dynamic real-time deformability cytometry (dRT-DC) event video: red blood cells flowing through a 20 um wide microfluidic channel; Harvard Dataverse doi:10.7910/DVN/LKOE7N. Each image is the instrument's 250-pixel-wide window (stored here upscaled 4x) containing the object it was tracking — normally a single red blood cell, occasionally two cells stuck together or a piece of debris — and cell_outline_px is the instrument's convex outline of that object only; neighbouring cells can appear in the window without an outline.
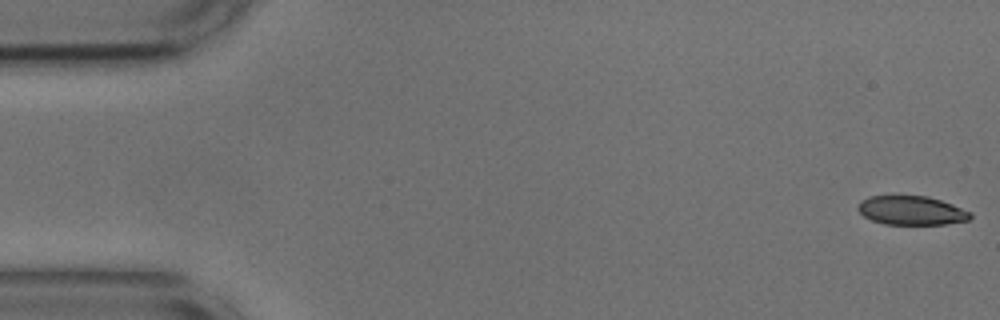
{"species": "common noctule bat (a hibernating species)", "species_latin": "Nyctalus noctula", "temperature_condition": "cold", "stored_images_in_passage": 54, "camera_frame_rate_fps": 3000, "um_per_image_px": 0.085, "animal": {"sex": "male", "body_mass_g": 17.9, "forearm_length_mm": 54.2}, "frame": {"image": 1, "passage_image": 1, "time_ms": 0.0, "image_size_px": [1000, 320], "cell_outline_px": [[972, 216], [968, 220], [944, 224], [884, 224], [872, 220], [864, 216], [856, 208], [860, 200], [868, 196], [928, 196], [952, 204], [972, 212]], "centroid_in_image_um": [77.46, 17.88], "position_along_channel_um": 7.5, "area_um2": 18.96}}
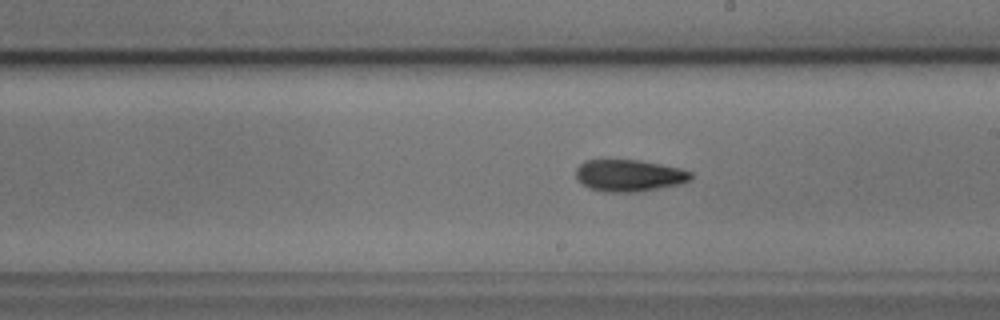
{"frame": {"image": 2, "passage_image": 30, "time_ms": 9.667, "image_size_px": [1000, 320], "cell_outline_px": [[692, 180], [680, 184], [636, 192], [608, 192], [588, 188], [576, 176], [576, 168], [584, 160], [640, 160], [680, 168], [692, 172]], "centroid_in_image_um": [53.5, 14.91], "position_along_channel_um": 235.5, "area_um2": 21.27}}
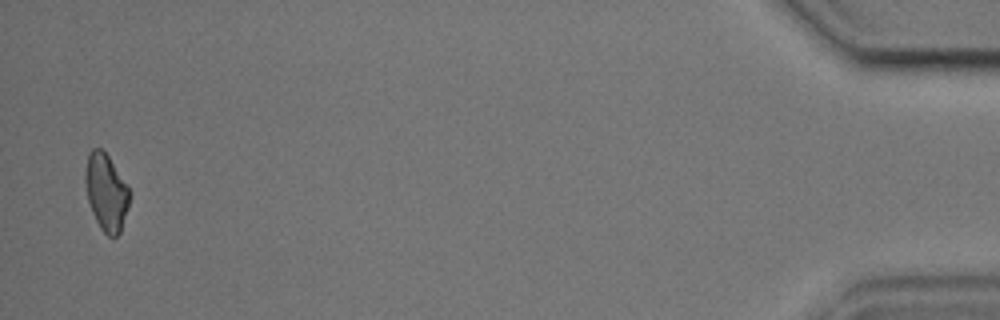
{"frame": {"image": 3, "passage_image": 53, "time_ms": 17.333, "image_size_px": [1000, 320], "cell_outline_px": [[128, 208], [120, 232], [116, 236], [108, 236], [100, 228], [92, 212], [88, 200], [84, 180], [84, 172], [88, 152], [92, 148], [100, 148], [108, 156], [128, 188]], "centroid_in_image_um": [8.98, 16.33], "position_along_channel_um": 426.2, "area_um2": 19.48}, "authors_computed_cell_mechanics": {"area_um2": 20.7213, "velocity_mm_per_s": 3.6667, "shape_relaxation_time_tau1_ms": null, "shape_relaxation_time_tau2_ms": 8.8535, "deformation_change_tau1": null, "deformation_change_tau2": 0.1457}}